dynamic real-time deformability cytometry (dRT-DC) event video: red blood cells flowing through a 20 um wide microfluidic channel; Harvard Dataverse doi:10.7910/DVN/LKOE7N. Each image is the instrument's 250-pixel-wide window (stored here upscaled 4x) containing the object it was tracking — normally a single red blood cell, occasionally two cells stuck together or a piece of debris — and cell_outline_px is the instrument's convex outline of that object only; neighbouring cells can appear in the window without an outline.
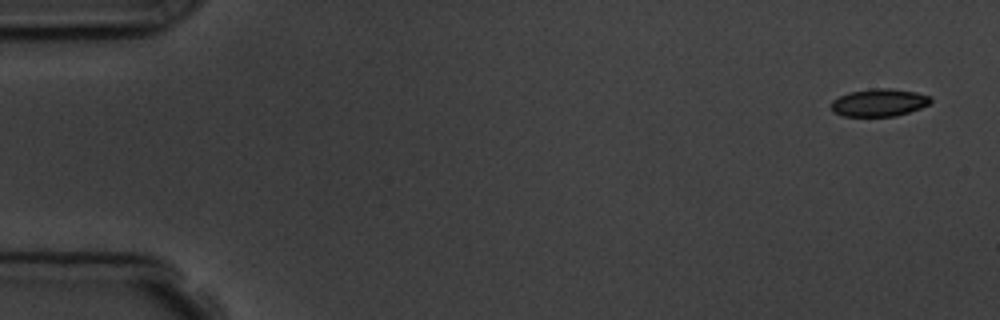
{"species": "common noctule bat (a hibernating species)", "species_latin": "Nyctalus noctula", "temperature_condition": "room temperature", "stored_images_in_passage": 5, "camera_frame_rate_fps": 3000, "um_per_image_px": 0.085, "animal": {"sex": "male", "body_mass_g": 19.5, "forearm_length_mm": 54.6}, "frame": {"image": 1, "passage_image": 1, "time_ms": 0.0, "image_size_px": [1000, 320], "cell_outline_px": [[932, 100], [928, 104], [920, 108], [896, 116], [844, 116], [832, 112], [832, 100], [848, 92], [876, 88], [892, 88], [916, 92], [928, 96]], "centroid_in_image_um": [74.7, 8.72], "position_along_channel_um": 10.3, "area_um2": 15.9}}
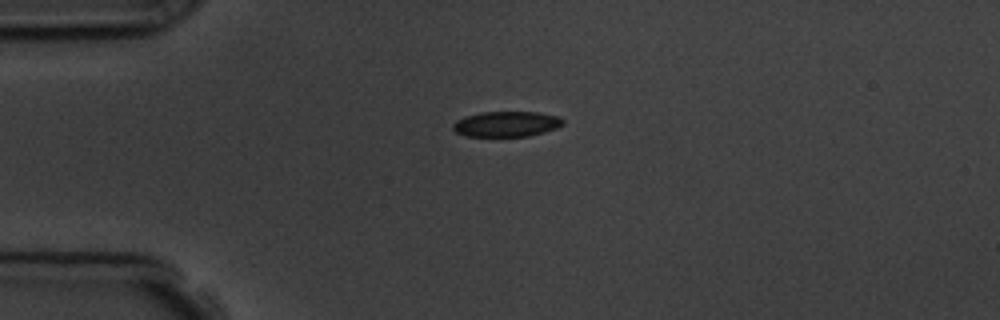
{"frame": {"image": 2, "passage_image": 4, "time_ms": 3.667, "image_size_px": [1000, 320], "cell_outline_px": [[564, 124], [556, 128], [544, 132], [528, 136], [464, 136], [456, 132], [452, 128], [452, 124], [456, 120], [464, 116], [480, 112], [540, 112], [560, 116], [564, 120]], "centroid_in_image_um": [43.05, 10.53], "position_along_channel_um": 42.0, "area_um2": 16.47}}